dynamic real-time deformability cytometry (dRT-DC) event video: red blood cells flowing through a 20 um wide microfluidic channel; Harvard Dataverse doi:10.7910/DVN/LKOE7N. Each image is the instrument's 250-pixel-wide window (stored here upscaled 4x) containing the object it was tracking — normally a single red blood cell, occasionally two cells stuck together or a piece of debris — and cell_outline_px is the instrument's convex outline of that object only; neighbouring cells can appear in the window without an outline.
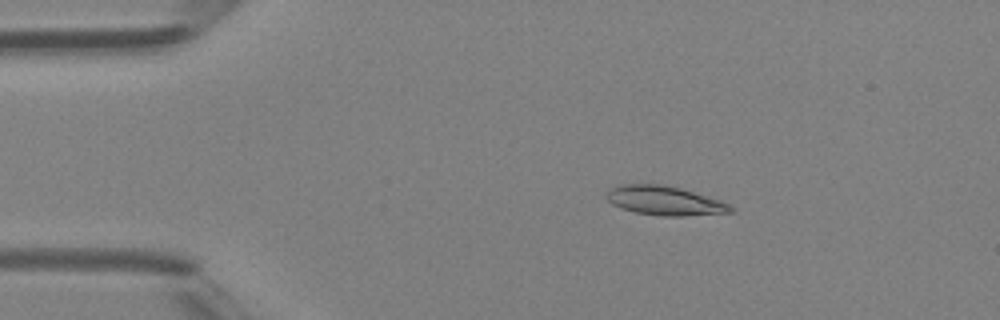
{"species": "Egyptian fruit bat (a non-hibernating species)", "species_latin": "Rousettus aegyptiacus", "temperature_condition": "room temperature", "stored_images_in_passage": 4, "camera_frame_rate_fps": 3000, "um_per_image_px": 0.085, "animal": {"sex": "female"}, "frame": {"image": 1, "passage_image": 1, "time_ms": 0.0, "image_size_px": [1000, 320], "cell_outline_px": [[736, 208], [732, 212], [684, 216], [664, 216], [636, 212], [620, 208], [612, 204], [604, 196], [604, 192], [608, 188], [616, 184], [664, 184], [680, 188], [720, 200]], "centroid_in_image_um": [56.43, 17.04], "position_along_channel_um": 28.6, "area_um2": 21.33}}
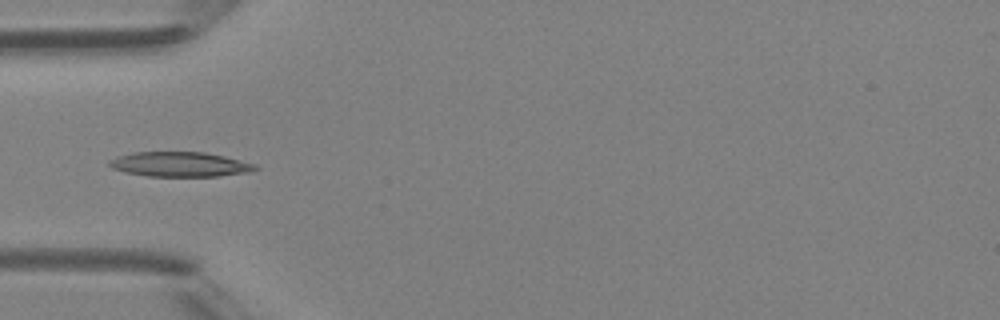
{"frame": {"image": 2, "passage_image": 3, "time_ms": 2.333, "image_size_px": [1000, 320], "cell_outline_px": [[260, 168], [248, 172], [220, 176], [148, 176], [124, 172], [112, 168], [108, 164], [108, 160], [116, 156], [132, 152], [204, 152], [224, 156], [256, 164]], "centroid_in_image_um": [15.27, 13.96], "position_along_channel_um": 69.7, "area_um2": 21.15}}
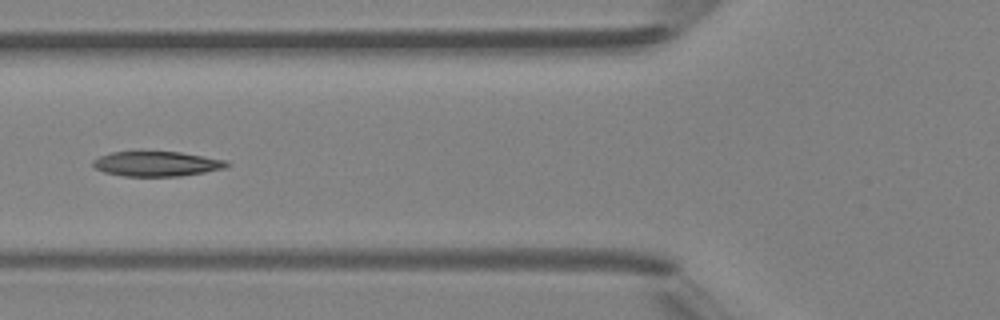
{"frame": {"image": 3, "passage_image": 4, "time_ms": 3.333, "image_size_px": [1000, 320], "cell_outline_px": [[232, 164], [224, 168], [204, 172], [180, 176], [124, 176], [104, 172], [96, 168], [92, 164], [92, 160], [100, 156], [112, 152], [180, 152], [228, 160]], "centroid_in_image_um": [13.35, 13.92], "position_along_channel_um": 112.5, "area_um2": 19.36}}